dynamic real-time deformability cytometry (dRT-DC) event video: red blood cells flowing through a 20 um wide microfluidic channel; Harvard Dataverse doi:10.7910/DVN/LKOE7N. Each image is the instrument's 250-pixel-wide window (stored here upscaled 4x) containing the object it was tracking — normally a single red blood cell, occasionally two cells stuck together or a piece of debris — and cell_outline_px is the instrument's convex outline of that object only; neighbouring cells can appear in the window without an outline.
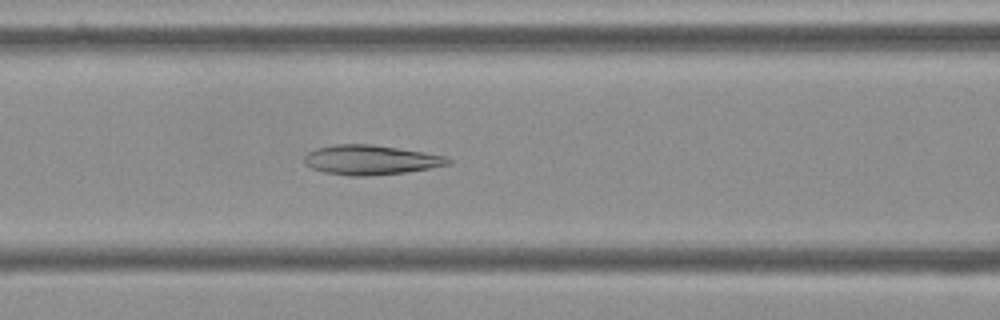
{"species": "Egyptian fruit bat (a non-hibernating species)", "species_latin": "Rousettus aegyptiacus", "temperature_condition": "cold", "stored_images_in_passage": 55, "camera_frame_rate_fps": 3000, "um_per_image_px": 0.085, "frame": {"image": 1, "passage_image": 23, "time_ms": 7.333, "image_size_px": [1000, 320], "cell_outline_px": [[452, 164], [404, 172], [364, 176], [348, 176], [324, 172], [312, 168], [304, 164], [304, 156], [308, 152], [316, 148], [336, 144], [372, 144], [424, 152], [448, 156], [452, 160]], "centroid_in_image_um": [31.5, 13.58], "position_along_channel_um": 135.1, "area_um2": 24.85}}
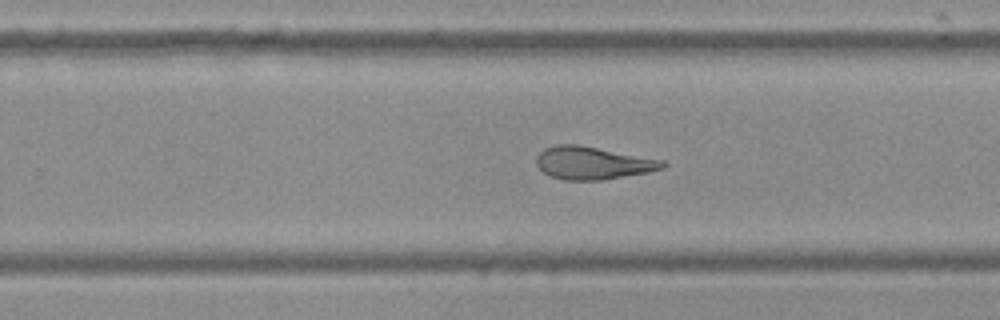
{"frame": {"image": 2, "passage_image": 35, "time_ms": 11.333, "image_size_px": [1000, 320], "cell_outline_px": [[668, 164], [664, 168], [648, 172], [604, 180], [564, 180], [548, 176], [536, 164], [536, 156], [544, 148], [556, 144], [576, 144], [664, 160]], "centroid_in_image_um": [50.38, 13.86], "position_along_channel_um": 279.4, "area_um2": 24.16}}
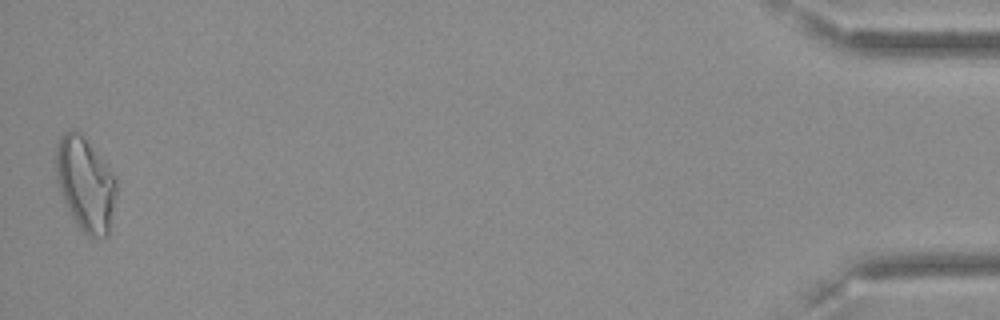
{"frame": {"image": 3, "passage_image": 55, "time_ms": 18.0, "image_size_px": [1000, 320], "cell_outline_px": [[116, 196], [108, 236], [92, 240], [76, 224], [60, 192], [56, 180], [56, 144], [60, 136], [68, 128], [72, 128], [80, 132], [116, 176]], "centroid_in_image_um": [7.26, 15.64], "position_along_channel_um": 427.9, "area_um2": 33.29}, "authors_computed_cell_mechanics": {"area_um2": 26.3568, "velocity_mm_per_s": 3.6111, "shape_relaxation_time_tau1_ms": 9.989, "shape_relaxation_time_tau2_ms": 2.7581, "deformation_change_tau1": 0.2412, "deformation_change_tau2": 0.1161}}